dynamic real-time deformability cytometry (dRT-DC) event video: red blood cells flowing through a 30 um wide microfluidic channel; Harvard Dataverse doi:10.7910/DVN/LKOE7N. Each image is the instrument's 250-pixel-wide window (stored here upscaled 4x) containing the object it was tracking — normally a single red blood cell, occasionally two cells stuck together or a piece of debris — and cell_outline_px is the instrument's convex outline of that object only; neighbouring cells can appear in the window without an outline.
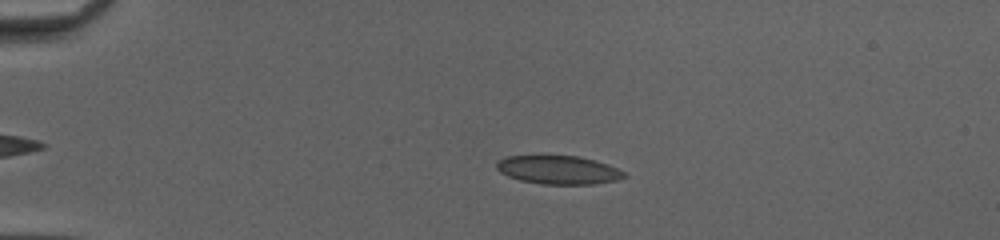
{"species": "common noctule bat (a hibernating species)", "species_latin": "Nyctalus noctula", "temperature_condition": "cold", "stored_images_in_passage": 51, "camera_frame_rate_fps": 3000, "um_per_image_px": 0.085, "animal": {"sex": "female", "body_mass_g": 20.0, "forearm_length_mm": 54.0}, "frame": {"image": 1, "passage_image": 12, "time_ms": 3.667, "image_size_px": [1000, 240], "cell_outline_px": [[628, 176], [616, 180], [592, 184], [540, 184], [520, 180], [508, 176], [500, 172], [496, 168], [496, 160], [508, 156], [576, 156], [596, 160], [608, 164], [624, 172]], "centroid_in_image_um": [47.45, 14.44], "position_along_channel_um": 37.6, "area_um2": 21.15}}
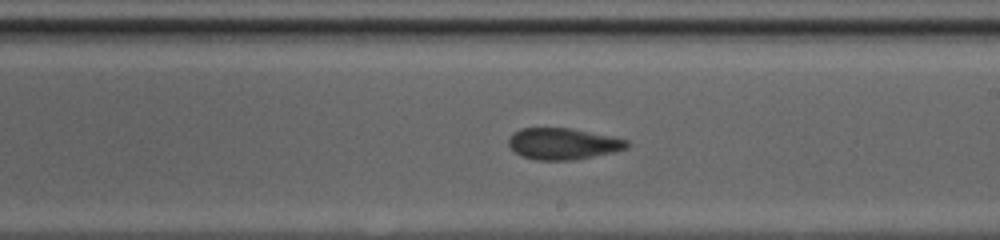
{"frame": {"image": 2, "passage_image": 31, "time_ms": 10.0, "image_size_px": [1000, 240], "cell_outline_px": [[632, 144], [628, 148], [612, 152], [572, 160], [536, 160], [520, 156], [508, 144], [508, 140], [520, 128], [572, 128], [612, 136], [628, 140]], "centroid_in_image_um": [47.89, 12.22], "position_along_channel_um": 241.1, "area_um2": 21.62}}
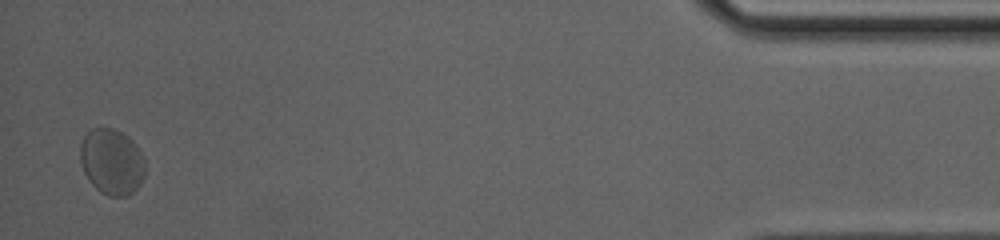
{"frame": {"image": 3, "passage_image": 50, "time_ms": 16.333, "image_size_px": [1000, 240], "cell_outline_px": [[144, 176], [140, 184], [128, 196], [108, 196], [100, 192], [88, 180], [84, 172], [80, 160], [80, 144], [84, 136], [92, 128], [112, 128], [128, 136], [132, 140], [140, 152], [144, 160]], "centroid_in_image_um": [9.48, 13.75], "position_along_channel_um": 425.7, "area_um2": 24.85}, "authors_computed_cell_mechanics": {"area_um2": 22.1952, "velocity_mm_per_s": 4.0955, "shape_relaxation_time_tau1_ms": 2.1849, "shape_relaxation_time_tau2_ms": 1.2917, "deformation_change_tau1": 0.0579, "deformation_change_tau2": 0.0617}}